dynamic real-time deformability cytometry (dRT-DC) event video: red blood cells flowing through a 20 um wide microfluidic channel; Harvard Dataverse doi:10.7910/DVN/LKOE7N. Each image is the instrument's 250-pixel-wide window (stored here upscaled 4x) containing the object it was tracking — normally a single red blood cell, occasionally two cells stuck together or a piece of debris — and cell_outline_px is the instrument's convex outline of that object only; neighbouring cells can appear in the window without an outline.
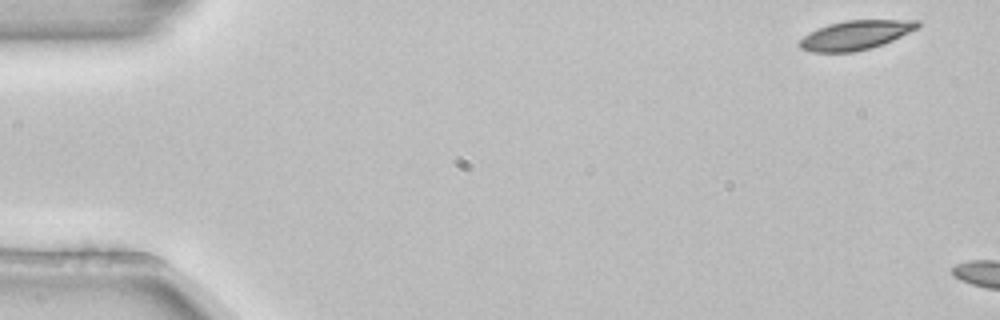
{"species": "common noctule bat (a hibernating species)", "species_latin": "Nyctalus noctula", "temperature_condition": "room temperature", "stored_images_in_passage": 2, "camera_frame_rate_fps": 3000, "um_per_image_px": 0.085, "animal": {"sex": "female", "body_mass_g": 22.7, "forearm_length_mm": 54.2}, "frame": {"image": 1, "passage_image": 1, "time_ms": 0.0, "image_size_px": [1000, 320], "cell_outline_px": [[920, 24], [916, 28], [892, 40], [872, 48], [852, 52], [812, 52], [800, 48], [800, 40], [804, 36], [828, 24], [844, 20], [920, 20]], "centroid_in_image_um": [72.72, 2.98], "position_along_channel_um": 12.3, "area_um2": 19.77}}